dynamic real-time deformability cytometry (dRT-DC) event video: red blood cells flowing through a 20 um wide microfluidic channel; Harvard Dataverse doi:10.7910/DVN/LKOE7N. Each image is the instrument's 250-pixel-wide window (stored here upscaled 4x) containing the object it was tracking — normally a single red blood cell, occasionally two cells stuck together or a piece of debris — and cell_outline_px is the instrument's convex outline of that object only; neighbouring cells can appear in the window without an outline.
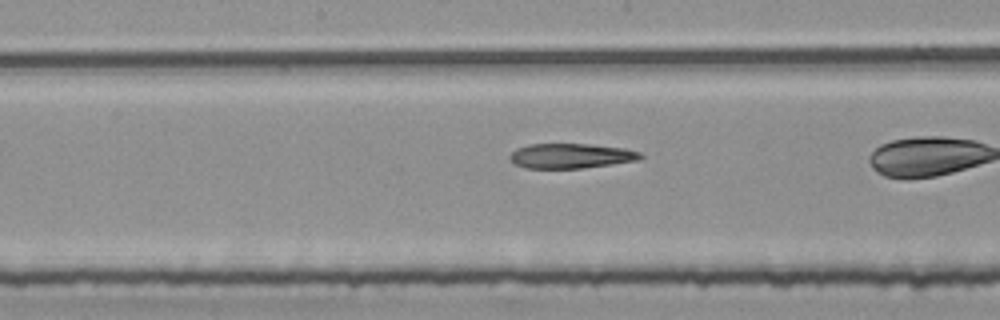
{"species": "common noctule bat (a hibernating species)", "species_latin": "Nyctalus noctula", "temperature_condition": "room temperature", "stored_images_in_passage": 24, "camera_frame_rate_fps": 3000, "um_per_image_px": 0.085, "animal": {"sex": "female", "body_mass_g": 25.1}, "frame": {"image": 1, "passage_image": 17, "time_ms": 5.333, "image_size_px": [1000, 320], "cell_outline_px": [[644, 156], [640, 160], [580, 168], [524, 168], [516, 164], [508, 156], [516, 148], [528, 144], [588, 144], [624, 148], [640, 152]], "centroid_in_image_um": [48.52, 13.24], "position_along_channel_um": 199.7, "area_um2": 18.84}}